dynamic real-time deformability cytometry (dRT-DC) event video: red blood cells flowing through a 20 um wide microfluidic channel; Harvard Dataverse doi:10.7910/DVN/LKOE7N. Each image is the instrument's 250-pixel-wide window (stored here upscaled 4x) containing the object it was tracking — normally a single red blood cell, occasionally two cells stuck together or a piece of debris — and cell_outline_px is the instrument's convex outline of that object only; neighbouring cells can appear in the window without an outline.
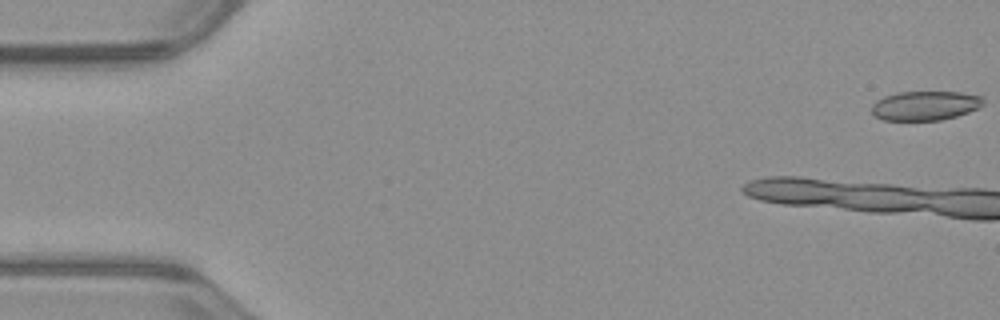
{"species": "common noctule bat (a hibernating species)", "species_latin": "Nyctalus noctula", "temperature_condition": "warm", "stored_images_in_passage": 11, "camera_frame_rate_fps": 3000, "um_per_image_px": 0.085, "animal": {"sex": "male", "body_mass_g": 23.1, "forearm_length_mm": 52.7}, "frame": {"image": 1, "passage_image": 1, "time_ms": 0.0, "image_size_px": [1000, 320], "cell_outline_px": [[984, 104], [968, 112], [956, 116], [940, 120], [884, 120], [876, 116], [872, 112], [872, 104], [876, 100], [884, 96], [896, 92], [960, 92], [984, 96]], "centroid_in_image_um": [78.64, 8.97], "position_along_channel_um": 6.4, "area_um2": 19.07}}